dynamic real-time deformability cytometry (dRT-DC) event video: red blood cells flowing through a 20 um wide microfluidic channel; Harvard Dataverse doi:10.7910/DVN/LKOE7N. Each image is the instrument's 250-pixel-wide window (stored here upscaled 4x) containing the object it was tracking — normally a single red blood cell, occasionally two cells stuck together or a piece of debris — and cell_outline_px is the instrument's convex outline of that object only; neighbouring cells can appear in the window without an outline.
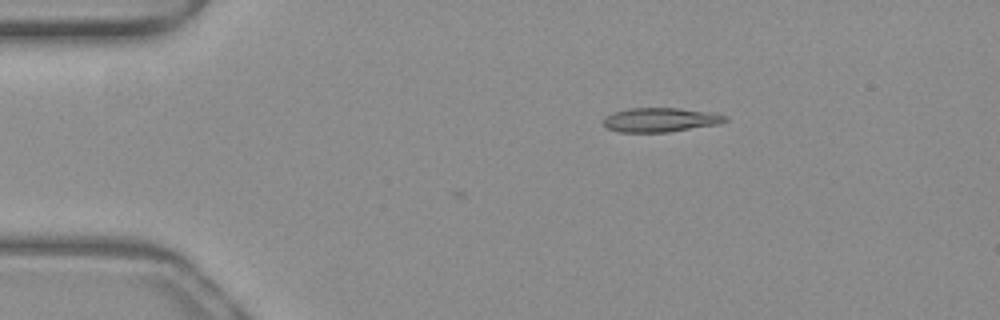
{"species": "common noctule bat (a hibernating species)", "species_latin": "Nyctalus noctula", "temperature_condition": "warm", "stored_images_in_passage": 4, "camera_frame_rate_fps": 3000, "um_per_image_px": 0.085, "animal": {"sex": "female", "body_mass_g": 19.3, "forearm_length_mm": 54.1}, "frame": {"image": 1, "passage_image": 1, "time_ms": 0.0, "image_size_px": [1000, 320], "cell_outline_px": [[728, 120], [720, 124], [668, 132], [620, 132], [608, 128], [604, 124], [604, 120], [612, 112], [628, 108], [676, 108], [708, 112], [728, 116]], "centroid_in_image_um": [56.16, 10.19], "position_along_channel_um": 28.8, "area_um2": 17.05}}